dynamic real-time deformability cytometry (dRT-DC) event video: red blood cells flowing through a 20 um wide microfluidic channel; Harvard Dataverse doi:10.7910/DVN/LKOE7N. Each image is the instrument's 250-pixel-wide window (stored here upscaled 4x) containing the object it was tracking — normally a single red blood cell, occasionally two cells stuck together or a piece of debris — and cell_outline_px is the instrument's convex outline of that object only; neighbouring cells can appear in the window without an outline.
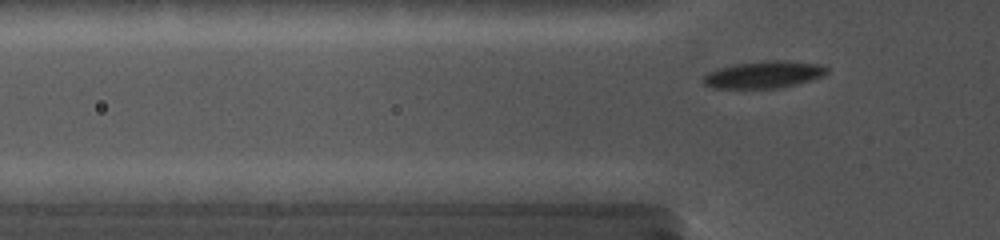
{"species": "common noctule bat (a hibernating species)", "species_latin": "Nyctalus noctula", "temperature_condition": "cold", "stored_images_in_passage": 80, "camera_frame_rate_fps": 5000, "um_per_image_px": 0.085, "animal": {"sex": "female", "body_mass_g": 19.0, "forearm_length_mm": 56.7}, "frame": {"image": 1, "passage_image": 13, "time_ms": 1.8, "image_size_px": [1000, 240], "cell_outline_px": [[828, 72], [824, 76], [796, 84], [780, 88], [712, 88], [704, 84], [700, 80], [708, 72], [720, 68], [736, 64], [764, 60], [788, 60], [824, 64], [828, 68]], "centroid_in_image_um": [64.96, 6.33], "position_along_channel_um": 60.8, "area_um2": 19.77}}
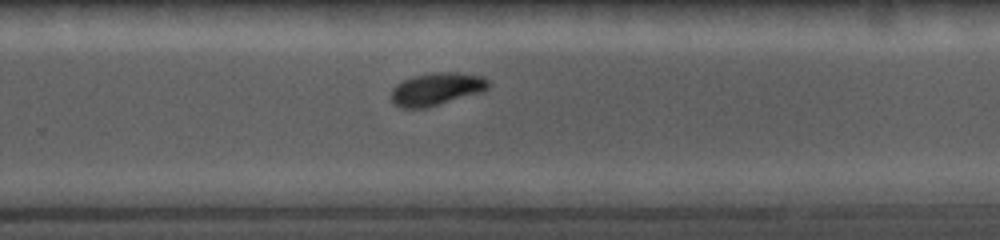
{"frame": {"image": 2, "passage_image": 50, "time_ms": 8.0, "image_size_px": [1000, 240], "cell_outline_px": [[492, 84], [488, 88], [480, 92], [428, 108], [400, 108], [392, 104], [392, 88], [396, 84], [412, 76], [456, 72], [484, 76]], "centroid_in_image_um": [37.11, 7.59], "position_along_channel_um": 292.7, "area_um2": 18.38}}
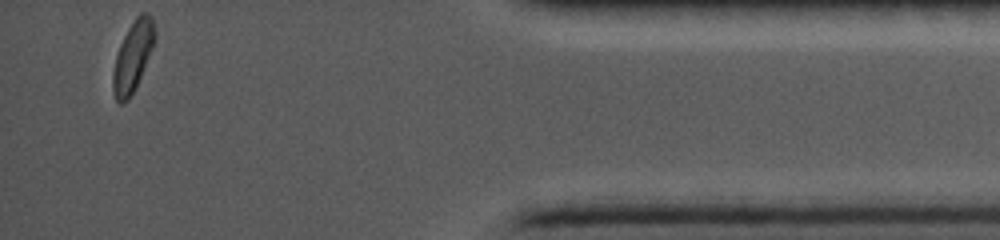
{"frame": {"image": 3, "passage_image": 79, "time_ms": 12.4, "image_size_px": [1000, 240], "cell_outline_px": [[156, 36], [152, 48], [136, 88], [128, 100], [120, 104], [116, 100], [112, 88], [112, 72], [116, 56], [120, 44], [128, 28], [136, 16], [140, 12], [144, 12], [152, 16], [156, 32]], "centroid_in_image_um": [11.29, 4.79], "position_along_channel_um": 423.9, "area_um2": 17.17}}